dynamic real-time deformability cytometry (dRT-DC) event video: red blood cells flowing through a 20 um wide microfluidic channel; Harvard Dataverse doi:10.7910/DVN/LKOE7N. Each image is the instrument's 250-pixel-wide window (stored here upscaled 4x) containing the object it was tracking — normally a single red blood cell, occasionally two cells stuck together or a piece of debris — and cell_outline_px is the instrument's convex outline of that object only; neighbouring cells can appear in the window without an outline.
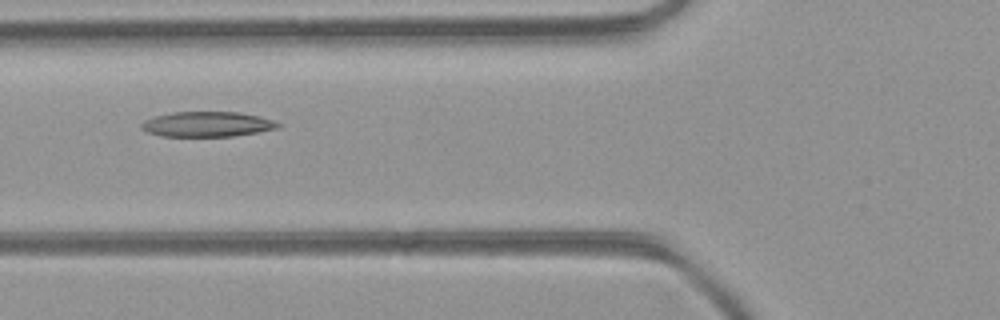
{"species": "common noctule bat (a hibernating species)", "species_latin": "Nyctalus noctula", "temperature_condition": "room temperature", "stored_images_in_passage": 5, "camera_frame_rate_fps": 3000, "um_per_image_px": 0.085, "animal": {"sex": "female", "body_mass_g": 21.9}, "frame": {"image": 1, "passage_image": 5, "time_ms": 1.333, "image_size_px": [1000, 320], "cell_outline_px": [[280, 128], [232, 136], [160, 136], [148, 132], [140, 128], [140, 124], [144, 120], [156, 116], [172, 112], [240, 112], [260, 116], [272, 120], [280, 124]], "centroid_in_image_um": [17.6, 10.55], "position_along_channel_um": 108.2, "area_um2": 19.94}}